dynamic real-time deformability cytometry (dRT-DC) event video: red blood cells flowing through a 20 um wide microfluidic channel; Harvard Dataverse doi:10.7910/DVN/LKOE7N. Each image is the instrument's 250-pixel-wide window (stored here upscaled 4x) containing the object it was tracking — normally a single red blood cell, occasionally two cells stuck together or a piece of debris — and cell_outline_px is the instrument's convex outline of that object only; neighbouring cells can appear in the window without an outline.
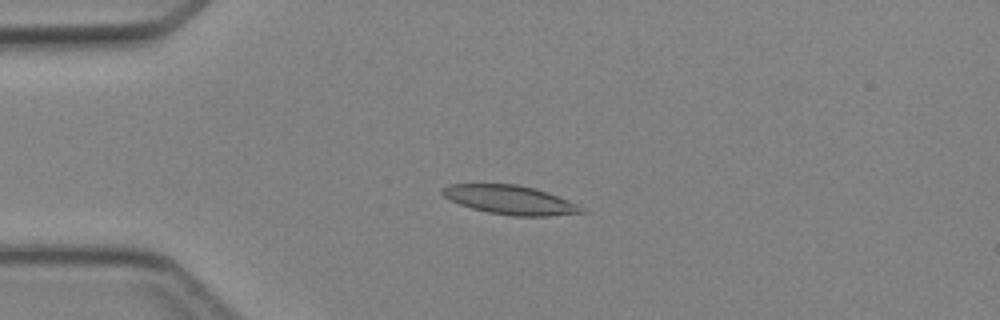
{"species": "Egyptian fruit bat (a non-hibernating species)", "species_latin": "Rousettus aegyptiacus", "temperature_condition": "cold", "stored_images_in_passage": 5, "camera_frame_rate_fps": 3000, "um_per_image_px": 0.085, "animal": {"sex": "female"}, "frame": {"image": 1, "passage_image": 3, "time_ms": 3.333, "image_size_px": [1000, 320], "cell_outline_px": [[588, 212], [548, 216], [512, 216], [488, 212], [472, 208], [460, 204], [444, 196], [440, 192], [440, 188], [448, 184], [516, 184], [536, 188], [548, 192], [568, 200], [584, 208]], "centroid_in_image_um": [43.37, 16.98], "position_along_channel_um": 41.6, "area_um2": 23.52}}
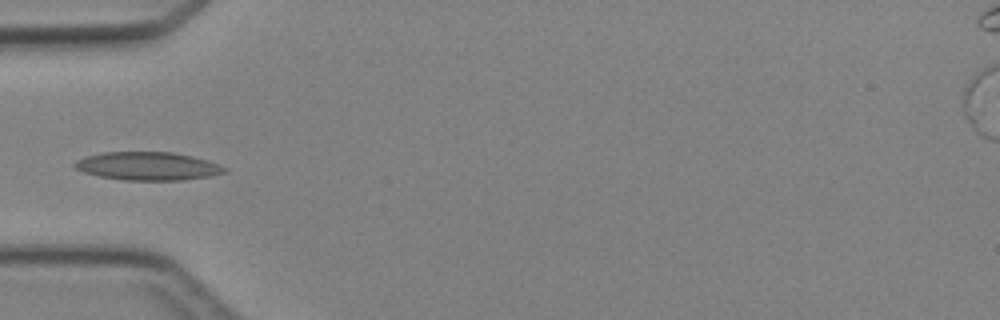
{"frame": {"image": 2, "passage_image": 4, "time_ms": 4.667, "image_size_px": [1000, 320], "cell_outline_px": [[228, 172], [208, 176], [184, 180], [124, 180], [100, 176], [84, 172], [72, 168], [72, 164], [76, 160], [84, 156], [104, 152], [172, 152], [192, 156], [208, 160], [220, 164], [228, 168]], "centroid_in_image_um": [12.56, 14.11], "position_along_channel_um": 72.4, "area_um2": 24.85}}
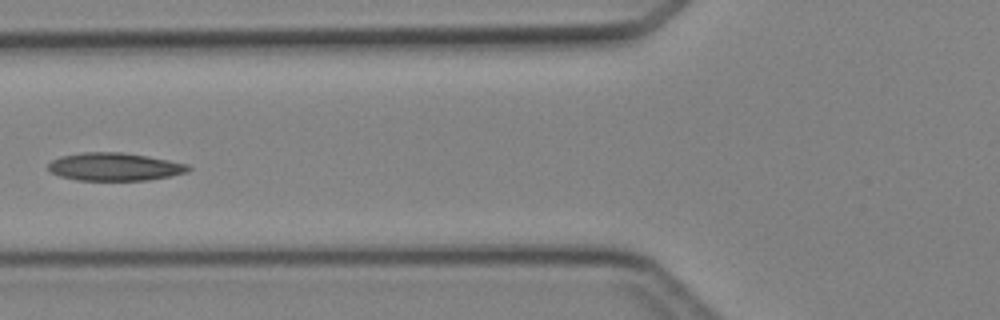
{"frame": {"image": 3, "passage_image": 5, "time_ms": 5.667, "image_size_px": [1000, 320], "cell_outline_px": [[192, 168], [188, 172], [148, 180], [76, 180], [60, 176], [48, 172], [48, 164], [52, 160], [60, 156], [84, 152], [124, 152], [148, 156], [188, 164]], "centroid_in_image_um": [9.72, 14.17], "position_along_channel_um": 116.1, "area_um2": 22.89}}